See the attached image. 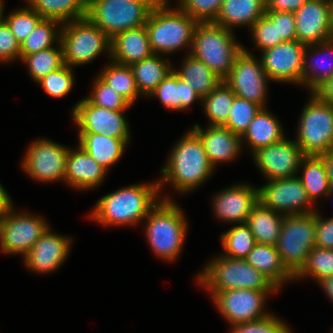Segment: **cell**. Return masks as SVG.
Listing matches in <instances>:
<instances>
[{
    "label": "cell",
    "mask_w": 333,
    "mask_h": 333,
    "mask_svg": "<svg viewBox=\"0 0 333 333\" xmlns=\"http://www.w3.org/2000/svg\"><path fill=\"white\" fill-rule=\"evenodd\" d=\"M182 68L175 72L193 88L201 98L214 90L223 79L211 71L203 62L188 54L182 62Z\"/></svg>",
    "instance_id": "1f68e13d"
},
{
    "label": "cell",
    "mask_w": 333,
    "mask_h": 333,
    "mask_svg": "<svg viewBox=\"0 0 333 333\" xmlns=\"http://www.w3.org/2000/svg\"><path fill=\"white\" fill-rule=\"evenodd\" d=\"M333 194V189H331V191H330V193H329V197H330V195H332Z\"/></svg>",
    "instance_id": "6125c7cd"
},
{
    "label": "cell",
    "mask_w": 333,
    "mask_h": 333,
    "mask_svg": "<svg viewBox=\"0 0 333 333\" xmlns=\"http://www.w3.org/2000/svg\"><path fill=\"white\" fill-rule=\"evenodd\" d=\"M268 81L270 79L265 74L261 60L256 59L245 47L237 55L230 73L224 79L235 96L254 102L261 108L266 105Z\"/></svg>",
    "instance_id": "8fae6325"
},
{
    "label": "cell",
    "mask_w": 333,
    "mask_h": 333,
    "mask_svg": "<svg viewBox=\"0 0 333 333\" xmlns=\"http://www.w3.org/2000/svg\"><path fill=\"white\" fill-rule=\"evenodd\" d=\"M318 283L324 289L328 298L333 302V275L319 280Z\"/></svg>",
    "instance_id": "680465c9"
},
{
    "label": "cell",
    "mask_w": 333,
    "mask_h": 333,
    "mask_svg": "<svg viewBox=\"0 0 333 333\" xmlns=\"http://www.w3.org/2000/svg\"><path fill=\"white\" fill-rule=\"evenodd\" d=\"M306 46L292 40L262 51L261 64L267 77L276 82L301 85Z\"/></svg>",
    "instance_id": "e0dca14e"
},
{
    "label": "cell",
    "mask_w": 333,
    "mask_h": 333,
    "mask_svg": "<svg viewBox=\"0 0 333 333\" xmlns=\"http://www.w3.org/2000/svg\"><path fill=\"white\" fill-rule=\"evenodd\" d=\"M57 44L59 48L50 47L31 55H20V60L27 64L30 76L35 82L65 65L61 42L58 41Z\"/></svg>",
    "instance_id": "74e56055"
},
{
    "label": "cell",
    "mask_w": 333,
    "mask_h": 333,
    "mask_svg": "<svg viewBox=\"0 0 333 333\" xmlns=\"http://www.w3.org/2000/svg\"><path fill=\"white\" fill-rule=\"evenodd\" d=\"M322 101L333 106V77L314 92Z\"/></svg>",
    "instance_id": "11a10c76"
},
{
    "label": "cell",
    "mask_w": 333,
    "mask_h": 333,
    "mask_svg": "<svg viewBox=\"0 0 333 333\" xmlns=\"http://www.w3.org/2000/svg\"><path fill=\"white\" fill-rule=\"evenodd\" d=\"M159 0H87L86 17L109 38L145 26Z\"/></svg>",
    "instance_id": "52a82bcc"
},
{
    "label": "cell",
    "mask_w": 333,
    "mask_h": 333,
    "mask_svg": "<svg viewBox=\"0 0 333 333\" xmlns=\"http://www.w3.org/2000/svg\"><path fill=\"white\" fill-rule=\"evenodd\" d=\"M28 6L42 18L61 23L86 17L87 0H27Z\"/></svg>",
    "instance_id": "d6a6232c"
},
{
    "label": "cell",
    "mask_w": 333,
    "mask_h": 333,
    "mask_svg": "<svg viewBox=\"0 0 333 333\" xmlns=\"http://www.w3.org/2000/svg\"><path fill=\"white\" fill-rule=\"evenodd\" d=\"M308 0H265V11L295 12Z\"/></svg>",
    "instance_id": "db71d44e"
},
{
    "label": "cell",
    "mask_w": 333,
    "mask_h": 333,
    "mask_svg": "<svg viewBox=\"0 0 333 333\" xmlns=\"http://www.w3.org/2000/svg\"><path fill=\"white\" fill-rule=\"evenodd\" d=\"M107 170L99 165L81 146L69 149L66 158L64 181L78 190L94 189L99 186Z\"/></svg>",
    "instance_id": "603a6c76"
},
{
    "label": "cell",
    "mask_w": 333,
    "mask_h": 333,
    "mask_svg": "<svg viewBox=\"0 0 333 333\" xmlns=\"http://www.w3.org/2000/svg\"><path fill=\"white\" fill-rule=\"evenodd\" d=\"M145 26L129 29L111 39V61L121 65H132L153 55Z\"/></svg>",
    "instance_id": "cb8c5ba5"
},
{
    "label": "cell",
    "mask_w": 333,
    "mask_h": 333,
    "mask_svg": "<svg viewBox=\"0 0 333 333\" xmlns=\"http://www.w3.org/2000/svg\"><path fill=\"white\" fill-rule=\"evenodd\" d=\"M250 30L254 44L261 52L283 42L282 38H278L277 11H265Z\"/></svg>",
    "instance_id": "60d3db41"
},
{
    "label": "cell",
    "mask_w": 333,
    "mask_h": 333,
    "mask_svg": "<svg viewBox=\"0 0 333 333\" xmlns=\"http://www.w3.org/2000/svg\"><path fill=\"white\" fill-rule=\"evenodd\" d=\"M329 9H330L331 29H332V32H333V0H329Z\"/></svg>",
    "instance_id": "91938a15"
},
{
    "label": "cell",
    "mask_w": 333,
    "mask_h": 333,
    "mask_svg": "<svg viewBox=\"0 0 333 333\" xmlns=\"http://www.w3.org/2000/svg\"><path fill=\"white\" fill-rule=\"evenodd\" d=\"M69 148L48 139L34 141L22 162L24 171L34 180L54 182L63 180Z\"/></svg>",
    "instance_id": "5bb4252c"
},
{
    "label": "cell",
    "mask_w": 333,
    "mask_h": 333,
    "mask_svg": "<svg viewBox=\"0 0 333 333\" xmlns=\"http://www.w3.org/2000/svg\"><path fill=\"white\" fill-rule=\"evenodd\" d=\"M235 94L224 80L202 98L204 112L211 126H224L229 117Z\"/></svg>",
    "instance_id": "e575fe53"
},
{
    "label": "cell",
    "mask_w": 333,
    "mask_h": 333,
    "mask_svg": "<svg viewBox=\"0 0 333 333\" xmlns=\"http://www.w3.org/2000/svg\"><path fill=\"white\" fill-rule=\"evenodd\" d=\"M284 215L264 207L260 202L253 208L247 218L256 243L276 245Z\"/></svg>",
    "instance_id": "f546056e"
},
{
    "label": "cell",
    "mask_w": 333,
    "mask_h": 333,
    "mask_svg": "<svg viewBox=\"0 0 333 333\" xmlns=\"http://www.w3.org/2000/svg\"><path fill=\"white\" fill-rule=\"evenodd\" d=\"M297 129V139L305 156H320L333 148V106L311 93Z\"/></svg>",
    "instance_id": "30bf717a"
},
{
    "label": "cell",
    "mask_w": 333,
    "mask_h": 333,
    "mask_svg": "<svg viewBox=\"0 0 333 333\" xmlns=\"http://www.w3.org/2000/svg\"><path fill=\"white\" fill-rule=\"evenodd\" d=\"M93 90L86 99L93 105L109 110H127L131 104L99 76L92 84Z\"/></svg>",
    "instance_id": "7bdbcfd3"
},
{
    "label": "cell",
    "mask_w": 333,
    "mask_h": 333,
    "mask_svg": "<svg viewBox=\"0 0 333 333\" xmlns=\"http://www.w3.org/2000/svg\"><path fill=\"white\" fill-rule=\"evenodd\" d=\"M331 275H333V249L315 246L309 252L306 264L294 276V280L312 276L318 282Z\"/></svg>",
    "instance_id": "ab89813d"
},
{
    "label": "cell",
    "mask_w": 333,
    "mask_h": 333,
    "mask_svg": "<svg viewBox=\"0 0 333 333\" xmlns=\"http://www.w3.org/2000/svg\"><path fill=\"white\" fill-rule=\"evenodd\" d=\"M12 207L13 203L8 192L0 184V219H2Z\"/></svg>",
    "instance_id": "9f6ffc18"
},
{
    "label": "cell",
    "mask_w": 333,
    "mask_h": 333,
    "mask_svg": "<svg viewBox=\"0 0 333 333\" xmlns=\"http://www.w3.org/2000/svg\"><path fill=\"white\" fill-rule=\"evenodd\" d=\"M176 143L166 165L161 169L159 188L169 182L177 192L187 193L206 182L214 172V167L209 162L201 140L192 129Z\"/></svg>",
    "instance_id": "7a4b0ae2"
},
{
    "label": "cell",
    "mask_w": 333,
    "mask_h": 333,
    "mask_svg": "<svg viewBox=\"0 0 333 333\" xmlns=\"http://www.w3.org/2000/svg\"><path fill=\"white\" fill-rule=\"evenodd\" d=\"M317 247L333 249V217L323 219L316 211V238Z\"/></svg>",
    "instance_id": "f907efd6"
},
{
    "label": "cell",
    "mask_w": 333,
    "mask_h": 333,
    "mask_svg": "<svg viewBox=\"0 0 333 333\" xmlns=\"http://www.w3.org/2000/svg\"><path fill=\"white\" fill-rule=\"evenodd\" d=\"M183 12L198 23L214 22L218 16L223 0H178Z\"/></svg>",
    "instance_id": "bcb514c9"
},
{
    "label": "cell",
    "mask_w": 333,
    "mask_h": 333,
    "mask_svg": "<svg viewBox=\"0 0 333 333\" xmlns=\"http://www.w3.org/2000/svg\"><path fill=\"white\" fill-rule=\"evenodd\" d=\"M279 120L266 108H261L241 136V141L249 143L252 154L285 138ZM244 139V140H243Z\"/></svg>",
    "instance_id": "83f0119b"
},
{
    "label": "cell",
    "mask_w": 333,
    "mask_h": 333,
    "mask_svg": "<svg viewBox=\"0 0 333 333\" xmlns=\"http://www.w3.org/2000/svg\"><path fill=\"white\" fill-rule=\"evenodd\" d=\"M172 200L167 196L160 199L144 219L149 245L158 257L166 261L178 257L188 229L181 208Z\"/></svg>",
    "instance_id": "277c9868"
},
{
    "label": "cell",
    "mask_w": 333,
    "mask_h": 333,
    "mask_svg": "<svg viewBox=\"0 0 333 333\" xmlns=\"http://www.w3.org/2000/svg\"><path fill=\"white\" fill-rule=\"evenodd\" d=\"M4 5H3V0H0V21L3 19V13H4Z\"/></svg>",
    "instance_id": "94428289"
},
{
    "label": "cell",
    "mask_w": 333,
    "mask_h": 333,
    "mask_svg": "<svg viewBox=\"0 0 333 333\" xmlns=\"http://www.w3.org/2000/svg\"><path fill=\"white\" fill-rule=\"evenodd\" d=\"M245 260L269 278L279 289L288 280H294V276L282 264L274 245L256 243Z\"/></svg>",
    "instance_id": "f1b7e54d"
},
{
    "label": "cell",
    "mask_w": 333,
    "mask_h": 333,
    "mask_svg": "<svg viewBox=\"0 0 333 333\" xmlns=\"http://www.w3.org/2000/svg\"><path fill=\"white\" fill-rule=\"evenodd\" d=\"M179 100L181 110H187L196 101L202 102L201 96L179 77Z\"/></svg>",
    "instance_id": "f5cc1de1"
},
{
    "label": "cell",
    "mask_w": 333,
    "mask_h": 333,
    "mask_svg": "<svg viewBox=\"0 0 333 333\" xmlns=\"http://www.w3.org/2000/svg\"><path fill=\"white\" fill-rule=\"evenodd\" d=\"M303 175L298 178L301 180L306 193L314 204L317 198L328 196L331 187L328 182L326 168L323 159L320 156H305L301 163Z\"/></svg>",
    "instance_id": "836d02e7"
},
{
    "label": "cell",
    "mask_w": 333,
    "mask_h": 333,
    "mask_svg": "<svg viewBox=\"0 0 333 333\" xmlns=\"http://www.w3.org/2000/svg\"><path fill=\"white\" fill-rule=\"evenodd\" d=\"M259 202L266 208L285 215L315 212L301 180L296 176L268 180L258 188ZM308 207V208H307Z\"/></svg>",
    "instance_id": "4fadbf2b"
},
{
    "label": "cell",
    "mask_w": 333,
    "mask_h": 333,
    "mask_svg": "<svg viewBox=\"0 0 333 333\" xmlns=\"http://www.w3.org/2000/svg\"><path fill=\"white\" fill-rule=\"evenodd\" d=\"M16 59H20V43L2 19L0 21V62L8 63Z\"/></svg>",
    "instance_id": "681fc988"
},
{
    "label": "cell",
    "mask_w": 333,
    "mask_h": 333,
    "mask_svg": "<svg viewBox=\"0 0 333 333\" xmlns=\"http://www.w3.org/2000/svg\"><path fill=\"white\" fill-rule=\"evenodd\" d=\"M109 110L81 99L72 109V118L79 133H97L113 138H130V129L123 112Z\"/></svg>",
    "instance_id": "2e32d148"
},
{
    "label": "cell",
    "mask_w": 333,
    "mask_h": 333,
    "mask_svg": "<svg viewBox=\"0 0 333 333\" xmlns=\"http://www.w3.org/2000/svg\"><path fill=\"white\" fill-rule=\"evenodd\" d=\"M130 68L140 95L147 97L173 70L170 61L162 59L158 54L135 62Z\"/></svg>",
    "instance_id": "4dcf8cb0"
},
{
    "label": "cell",
    "mask_w": 333,
    "mask_h": 333,
    "mask_svg": "<svg viewBox=\"0 0 333 333\" xmlns=\"http://www.w3.org/2000/svg\"><path fill=\"white\" fill-rule=\"evenodd\" d=\"M320 157L324 161L328 182L331 189H333V148L327 153L320 155Z\"/></svg>",
    "instance_id": "6f0895ef"
},
{
    "label": "cell",
    "mask_w": 333,
    "mask_h": 333,
    "mask_svg": "<svg viewBox=\"0 0 333 333\" xmlns=\"http://www.w3.org/2000/svg\"><path fill=\"white\" fill-rule=\"evenodd\" d=\"M213 199L215 216L224 222L246 223L259 202V190L248 184L232 185L217 192Z\"/></svg>",
    "instance_id": "ffe728a7"
},
{
    "label": "cell",
    "mask_w": 333,
    "mask_h": 333,
    "mask_svg": "<svg viewBox=\"0 0 333 333\" xmlns=\"http://www.w3.org/2000/svg\"><path fill=\"white\" fill-rule=\"evenodd\" d=\"M316 211L285 215L275 245L282 264L295 276L306 264L309 252L316 246Z\"/></svg>",
    "instance_id": "ba28073f"
},
{
    "label": "cell",
    "mask_w": 333,
    "mask_h": 333,
    "mask_svg": "<svg viewBox=\"0 0 333 333\" xmlns=\"http://www.w3.org/2000/svg\"><path fill=\"white\" fill-rule=\"evenodd\" d=\"M265 0H223L216 20L213 22L232 30L234 26H252L265 14Z\"/></svg>",
    "instance_id": "484cf974"
},
{
    "label": "cell",
    "mask_w": 333,
    "mask_h": 333,
    "mask_svg": "<svg viewBox=\"0 0 333 333\" xmlns=\"http://www.w3.org/2000/svg\"><path fill=\"white\" fill-rule=\"evenodd\" d=\"M72 70V67L65 64L63 67L51 71L37 83L43 87L49 96L62 98L72 90L74 83Z\"/></svg>",
    "instance_id": "f6af8a7d"
},
{
    "label": "cell",
    "mask_w": 333,
    "mask_h": 333,
    "mask_svg": "<svg viewBox=\"0 0 333 333\" xmlns=\"http://www.w3.org/2000/svg\"><path fill=\"white\" fill-rule=\"evenodd\" d=\"M98 75L104 82L117 91L131 105L139 97V90L133 72L128 65L111 63Z\"/></svg>",
    "instance_id": "d590c367"
},
{
    "label": "cell",
    "mask_w": 333,
    "mask_h": 333,
    "mask_svg": "<svg viewBox=\"0 0 333 333\" xmlns=\"http://www.w3.org/2000/svg\"><path fill=\"white\" fill-rule=\"evenodd\" d=\"M159 192L158 181L123 187L100 198L89 217L105 226L137 225L162 199Z\"/></svg>",
    "instance_id": "6da1fadb"
},
{
    "label": "cell",
    "mask_w": 333,
    "mask_h": 333,
    "mask_svg": "<svg viewBox=\"0 0 333 333\" xmlns=\"http://www.w3.org/2000/svg\"><path fill=\"white\" fill-rule=\"evenodd\" d=\"M157 96L164 107L181 110L179 100V75L173 69L166 78L148 95Z\"/></svg>",
    "instance_id": "c3c4849f"
},
{
    "label": "cell",
    "mask_w": 333,
    "mask_h": 333,
    "mask_svg": "<svg viewBox=\"0 0 333 333\" xmlns=\"http://www.w3.org/2000/svg\"><path fill=\"white\" fill-rule=\"evenodd\" d=\"M328 52L333 55V38L321 43L306 46L301 84L307 86V88L311 90V93H314L321 85L333 77V57L331 58V56H328L330 58L329 61H332L330 64H328V60L326 59H318L322 54V58L324 55L326 57ZM315 55L318 56L316 61L314 60ZM310 58L313 60H310L312 61L311 63H309ZM318 61L322 63L324 62V64L321 65Z\"/></svg>",
    "instance_id": "d4e9b609"
},
{
    "label": "cell",
    "mask_w": 333,
    "mask_h": 333,
    "mask_svg": "<svg viewBox=\"0 0 333 333\" xmlns=\"http://www.w3.org/2000/svg\"><path fill=\"white\" fill-rule=\"evenodd\" d=\"M205 130L199 125H194L193 131L201 140L210 164L215 165L230 162L238 157L241 152V136L233 133L224 126L208 125Z\"/></svg>",
    "instance_id": "7402d4cb"
},
{
    "label": "cell",
    "mask_w": 333,
    "mask_h": 333,
    "mask_svg": "<svg viewBox=\"0 0 333 333\" xmlns=\"http://www.w3.org/2000/svg\"><path fill=\"white\" fill-rule=\"evenodd\" d=\"M304 157L299 145L287 138L253 153L256 165L268 180L296 176Z\"/></svg>",
    "instance_id": "ac0fdd59"
},
{
    "label": "cell",
    "mask_w": 333,
    "mask_h": 333,
    "mask_svg": "<svg viewBox=\"0 0 333 333\" xmlns=\"http://www.w3.org/2000/svg\"><path fill=\"white\" fill-rule=\"evenodd\" d=\"M14 210L13 206L0 219V249L4 253L20 254L24 257L49 225L41 217Z\"/></svg>",
    "instance_id": "7c38bea8"
},
{
    "label": "cell",
    "mask_w": 333,
    "mask_h": 333,
    "mask_svg": "<svg viewBox=\"0 0 333 333\" xmlns=\"http://www.w3.org/2000/svg\"><path fill=\"white\" fill-rule=\"evenodd\" d=\"M278 38L296 40L295 16L293 12L277 11Z\"/></svg>",
    "instance_id": "816d5d0a"
},
{
    "label": "cell",
    "mask_w": 333,
    "mask_h": 333,
    "mask_svg": "<svg viewBox=\"0 0 333 333\" xmlns=\"http://www.w3.org/2000/svg\"><path fill=\"white\" fill-rule=\"evenodd\" d=\"M231 327L230 333H292L287 324L273 314L256 321L234 324Z\"/></svg>",
    "instance_id": "7dc6e473"
},
{
    "label": "cell",
    "mask_w": 333,
    "mask_h": 333,
    "mask_svg": "<svg viewBox=\"0 0 333 333\" xmlns=\"http://www.w3.org/2000/svg\"><path fill=\"white\" fill-rule=\"evenodd\" d=\"M42 19L43 18L29 6L13 11L7 15V17L3 16V20L8 24L11 32L19 43L28 37Z\"/></svg>",
    "instance_id": "ee69618b"
},
{
    "label": "cell",
    "mask_w": 333,
    "mask_h": 333,
    "mask_svg": "<svg viewBox=\"0 0 333 333\" xmlns=\"http://www.w3.org/2000/svg\"><path fill=\"white\" fill-rule=\"evenodd\" d=\"M220 237L224 248V253L221 255L233 259H245L256 244L252 231L246 223L233 226Z\"/></svg>",
    "instance_id": "f35d334b"
},
{
    "label": "cell",
    "mask_w": 333,
    "mask_h": 333,
    "mask_svg": "<svg viewBox=\"0 0 333 333\" xmlns=\"http://www.w3.org/2000/svg\"><path fill=\"white\" fill-rule=\"evenodd\" d=\"M71 241L69 237L52 233L48 227L23 257V261L29 269L39 274L52 272L68 257Z\"/></svg>",
    "instance_id": "44dd1931"
},
{
    "label": "cell",
    "mask_w": 333,
    "mask_h": 333,
    "mask_svg": "<svg viewBox=\"0 0 333 333\" xmlns=\"http://www.w3.org/2000/svg\"><path fill=\"white\" fill-rule=\"evenodd\" d=\"M296 40L304 45L333 38L329 0H308L294 12Z\"/></svg>",
    "instance_id": "d6986e66"
},
{
    "label": "cell",
    "mask_w": 333,
    "mask_h": 333,
    "mask_svg": "<svg viewBox=\"0 0 333 333\" xmlns=\"http://www.w3.org/2000/svg\"><path fill=\"white\" fill-rule=\"evenodd\" d=\"M198 275L197 283L207 288L211 297L216 292L232 289L279 290L269 278L247 263L245 259L217 256L206 264L204 270Z\"/></svg>",
    "instance_id": "5b68a950"
},
{
    "label": "cell",
    "mask_w": 333,
    "mask_h": 333,
    "mask_svg": "<svg viewBox=\"0 0 333 333\" xmlns=\"http://www.w3.org/2000/svg\"><path fill=\"white\" fill-rule=\"evenodd\" d=\"M260 109L258 104L235 96L224 127L242 136Z\"/></svg>",
    "instance_id": "b9f144b4"
},
{
    "label": "cell",
    "mask_w": 333,
    "mask_h": 333,
    "mask_svg": "<svg viewBox=\"0 0 333 333\" xmlns=\"http://www.w3.org/2000/svg\"><path fill=\"white\" fill-rule=\"evenodd\" d=\"M60 42L70 67L89 63L104 51L111 56V38L87 17L62 23Z\"/></svg>",
    "instance_id": "9c48e42d"
},
{
    "label": "cell",
    "mask_w": 333,
    "mask_h": 333,
    "mask_svg": "<svg viewBox=\"0 0 333 333\" xmlns=\"http://www.w3.org/2000/svg\"><path fill=\"white\" fill-rule=\"evenodd\" d=\"M274 292L277 291L232 289L216 292L212 299L218 311L232 326L267 317L270 313H265L264 304L268 295Z\"/></svg>",
    "instance_id": "9a60e30c"
},
{
    "label": "cell",
    "mask_w": 333,
    "mask_h": 333,
    "mask_svg": "<svg viewBox=\"0 0 333 333\" xmlns=\"http://www.w3.org/2000/svg\"><path fill=\"white\" fill-rule=\"evenodd\" d=\"M234 38L233 30L213 22L198 23L188 53L224 80L230 73L237 55L244 48Z\"/></svg>",
    "instance_id": "8992f818"
},
{
    "label": "cell",
    "mask_w": 333,
    "mask_h": 333,
    "mask_svg": "<svg viewBox=\"0 0 333 333\" xmlns=\"http://www.w3.org/2000/svg\"><path fill=\"white\" fill-rule=\"evenodd\" d=\"M168 2V0H159L152 8L145 24L151 49L158 55L171 54L186 45L191 48L198 24L179 7L171 9Z\"/></svg>",
    "instance_id": "3957f363"
},
{
    "label": "cell",
    "mask_w": 333,
    "mask_h": 333,
    "mask_svg": "<svg viewBox=\"0 0 333 333\" xmlns=\"http://www.w3.org/2000/svg\"><path fill=\"white\" fill-rule=\"evenodd\" d=\"M81 146L99 165L107 171L121 159L130 138H113L97 133H78Z\"/></svg>",
    "instance_id": "4316f807"
},
{
    "label": "cell",
    "mask_w": 333,
    "mask_h": 333,
    "mask_svg": "<svg viewBox=\"0 0 333 333\" xmlns=\"http://www.w3.org/2000/svg\"><path fill=\"white\" fill-rule=\"evenodd\" d=\"M59 24L60 26H58ZM61 25L58 20L43 18L28 37L20 43V55H31L53 47L56 41H60Z\"/></svg>",
    "instance_id": "8d00e7d4"
}]
</instances>
